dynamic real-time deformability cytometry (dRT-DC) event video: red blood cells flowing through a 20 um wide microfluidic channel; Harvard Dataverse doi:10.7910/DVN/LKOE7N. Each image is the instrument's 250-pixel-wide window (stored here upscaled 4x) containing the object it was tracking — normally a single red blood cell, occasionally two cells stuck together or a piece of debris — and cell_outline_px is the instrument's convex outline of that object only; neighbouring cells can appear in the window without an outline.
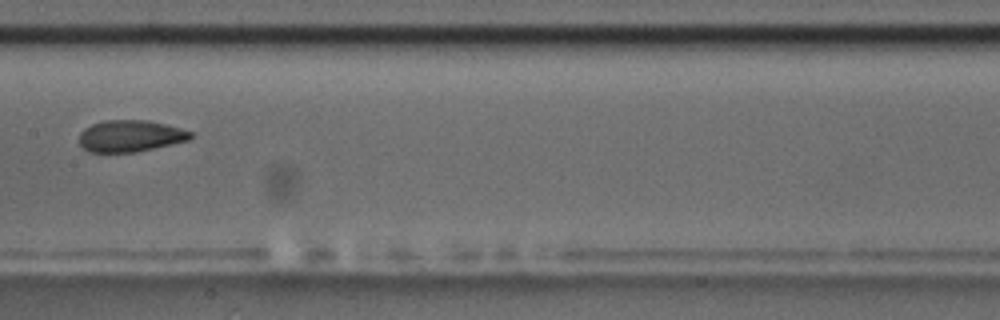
{"species": "common noctule bat (a hibernating species)", "species_latin": "Nyctalus noctula", "temperature_condition": "room temperature", "stored_images_in_passage": 9, "camera_frame_rate_fps": 3000, "um_per_image_px": 0.085, "animal": {"sex": "male", "body_mass_g": 17.5, "forearm_length_mm": 52.3}, "frame": {"image": 1, "passage_image": 9, "time_ms": 9.0, "image_size_px": [1000, 320], "cell_outline_px": [[192, 136], [188, 140], [172, 144], [136, 152], [88, 152], [80, 144], [80, 132], [84, 128], [92, 124], [104, 120], [148, 120], [180, 128], [192, 132]], "centroid_in_image_um": [11.06, 11.55], "position_along_channel_um": 196.3, "area_um2": 20.46}}